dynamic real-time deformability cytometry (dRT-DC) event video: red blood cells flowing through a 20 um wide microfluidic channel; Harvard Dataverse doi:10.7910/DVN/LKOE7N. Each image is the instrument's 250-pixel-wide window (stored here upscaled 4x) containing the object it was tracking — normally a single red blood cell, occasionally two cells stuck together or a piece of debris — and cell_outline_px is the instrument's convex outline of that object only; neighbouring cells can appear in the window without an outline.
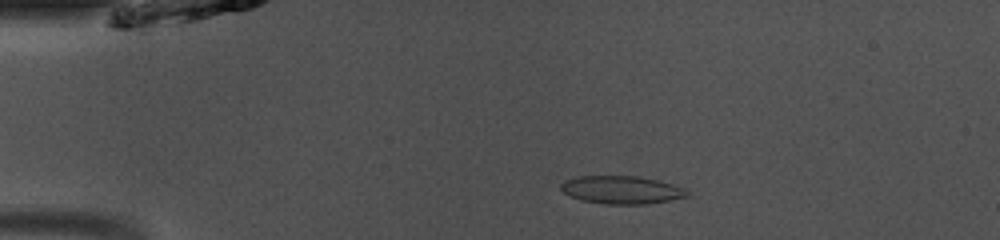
{"species": "common noctule bat (a hibernating species)", "species_latin": "Nyctalus noctula", "temperature_condition": "room temperature", "stored_images_in_passage": 49, "camera_frame_rate_fps": 3000, "um_per_image_px": 0.085, "animal": {"sex": "male", "body_mass_g": 13.0, "forearm_length_mm": 53.1}, "frame": {"image": 1, "passage_image": 10, "time_ms": 3.0, "image_size_px": [1000, 240], "cell_outline_px": [[688, 196], [648, 204], [604, 204], [580, 200], [564, 192], [560, 188], [560, 184], [564, 180], [576, 176], [636, 176], [656, 180], [672, 184], [684, 188], [688, 192]], "centroid_in_image_um": [52.79, 16.14], "position_along_channel_um": 32.2, "area_um2": 20.46}}
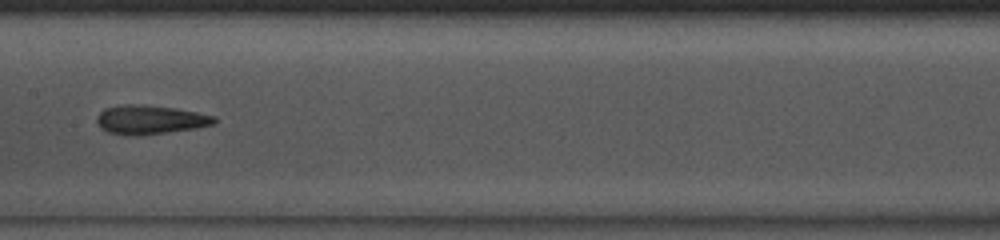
{"frame": {"image": 2, "passage_image": 25, "time_ms": 8.0, "image_size_px": [1000, 240], "cell_outline_px": [[216, 124], [196, 128], [164, 132], [108, 132], [100, 128], [96, 120], [100, 112], [104, 108], [124, 104], [136, 104], [176, 108], [216, 116]], "centroid_in_image_um": [12.81, 10.12], "position_along_channel_um": 194.6, "area_um2": 18.9}}
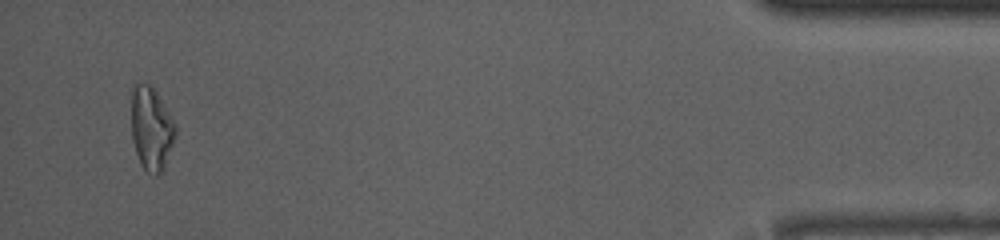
{"frame": {"image": 3, "passage_image": 47, "time_ms": 15.333, "image_size_px": [1000, 240], "cell_outline_px": [[176, 132], [164, 168], [156, 176], [148, 172], [140, 164], [132, 140], [132, 84], [136, 80], [152, 84], [176, 124]], "centroid_in_image_um": [12.85, 10.85], "position_along_channel_um": 422.4, "area_um2": 21.62}, "authors_computed_cell_mechanics": {"area_um2": 19.9988, "velocity_mm_per_s": 4.1017, "shape_relaxation_time_tau1_ms": null, "shape_relaxation_time_tau2_ms": 2.2938, "deformation_change_tau1": null, "deformation_change_tau2": 0.1131}}